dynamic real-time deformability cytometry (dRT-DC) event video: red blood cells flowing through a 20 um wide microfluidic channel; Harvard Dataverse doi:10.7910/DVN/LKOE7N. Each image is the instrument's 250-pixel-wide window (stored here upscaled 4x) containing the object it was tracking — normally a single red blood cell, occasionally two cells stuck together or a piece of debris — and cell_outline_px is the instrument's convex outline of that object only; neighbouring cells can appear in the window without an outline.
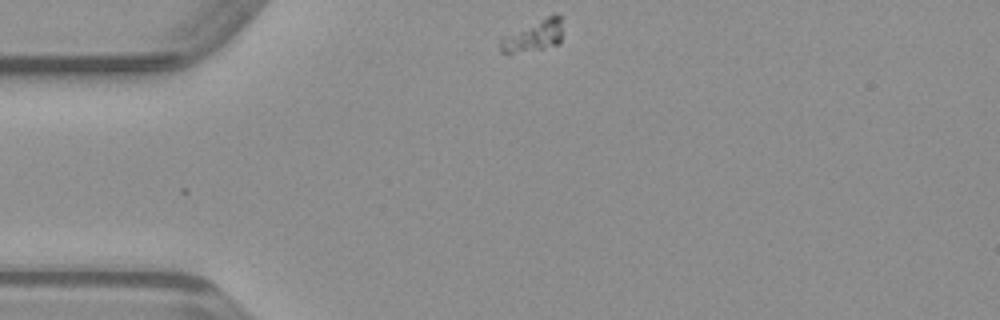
{"species": "common noctule bat (a hibernating species)", "species_latin": "Nyctalus noctula", "temperature_condition": "warm", "stored_images_in_passage": 16, "camera_frame_rate_fps": 3000, "um_per_image_px": 0.085, "animal": {"sex": "male", "body_mass_g": 23.1, "forearm_length_mm": 52.7}, "frame": {"image": 1, "passage_image": 1, "time_ms": 0.0, "image_size_px": [1000, 320], "cell_outline_px": [[564, 16], [560, 44], [544, 48], [512, 52], [500, 52], [500, 40], [504, 36], [556, 12]], "centroid_in_image_um": [45.47, 2.99], "position_along_channel_um": 39.5, "area_um2": 11.33}}
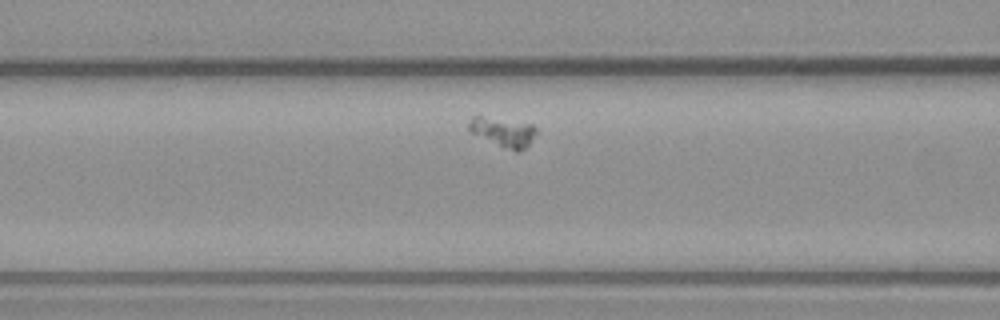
{"frame": {"image": 2, "passage_image": 10, "time_ms": 3.0, "image_size_px": [1000, 320], "cell_outline_px": [[536, 132], [528, 144], [520, 152], [516, 152], [472, 132], [468, 128], [468, 124], [472, 116], [480, 116], [532, 124], [536, 128]], "centroid_in_image_um": [42.78, 11.2], "position_along_channel_um": 123.8, "area_um2": 10.92}}
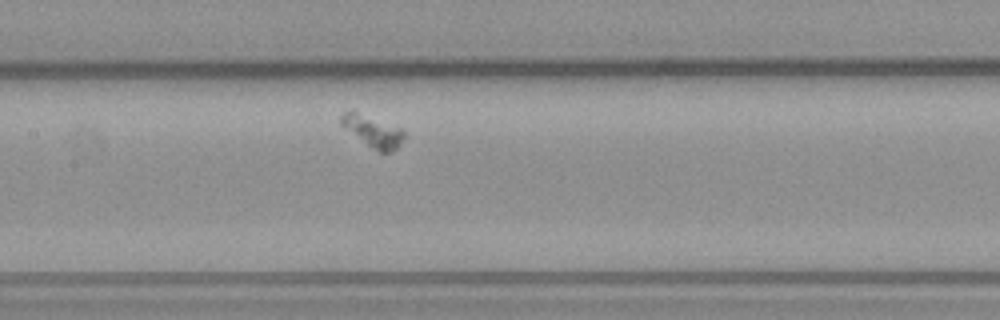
{"frame": {"image": 3, "passage_image": 14, "time_ms": 4.333, "image_size_px": [1000, 320], "cell_outline_px": [[404, 136], [396, 148], [392, 152], [380, 152], [372, 148], [340, 124], [340, 116], [348, 108], [352, 108], [400, 128], [404, 132]], "centroid_in_image_um": [31.63, 11.09], "position_along_channel_um": 175.8, "area_um2": 11.56}}